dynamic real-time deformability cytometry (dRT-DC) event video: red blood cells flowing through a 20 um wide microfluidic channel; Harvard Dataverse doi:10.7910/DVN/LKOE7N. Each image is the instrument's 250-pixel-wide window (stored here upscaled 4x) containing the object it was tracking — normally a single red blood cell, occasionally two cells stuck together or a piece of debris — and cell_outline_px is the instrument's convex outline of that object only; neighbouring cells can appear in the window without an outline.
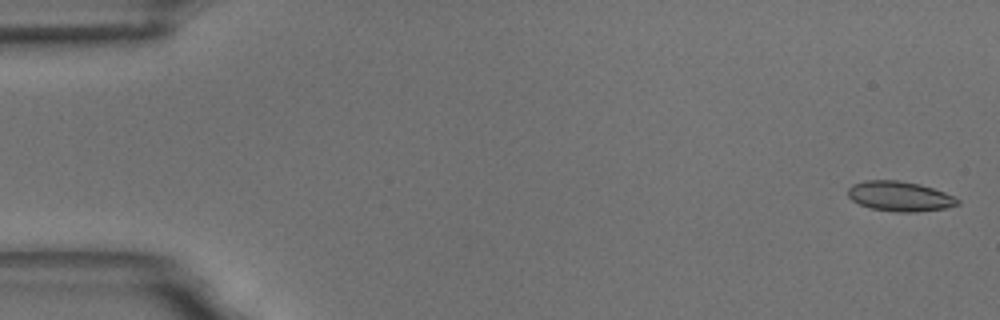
{"species": "common noctule bat (a hibernating species)", "species_latin": "Nyctalus noctula", "temperature_condition": "room temperature", "stored_images_in_passage": 56, "camera_frame_rate_fps": 3000, "um_per_image_px": 0.085, "animal": {"sex": "male", "body_mass_g": 18.8}, "frame": {"image": 1, "passage_image": 2, "time_ms": 0.333, "image_size_px": [1000, 320], "cell_outline_px": [[960, 204], [944, 208], [916, 212], [896, 212], [872, 208], [860, 204], [852, 200], [848, 196], [848, 188], [852, 184], [864, 180], [900, 180], [920, 184], [944, 192], [960, 200]], "centroid_in_image_um": [76.46, 16.67], "position_along_channel_um": 8.5, "area_um2": 19.07}}
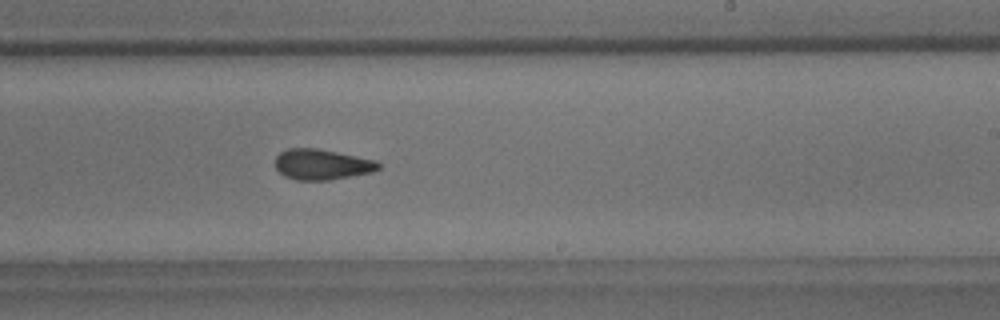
{"frame": {"image": 2, "passage_image": 34, "time_ms": 11.0, "image_size_px": [1000, 320], "cell_outline_px": [[380, 168], [372, 172], [328, 180], [296, 180], [284, 176], [276, 168], [276, 156], [280, 152], [288, 148], [316, 148], [376, 160], [380, 164]], "centroid_in_image_um": [27.35, 13.98], "position_along_channel_um": 261.7, "area_um2": 18.26}}
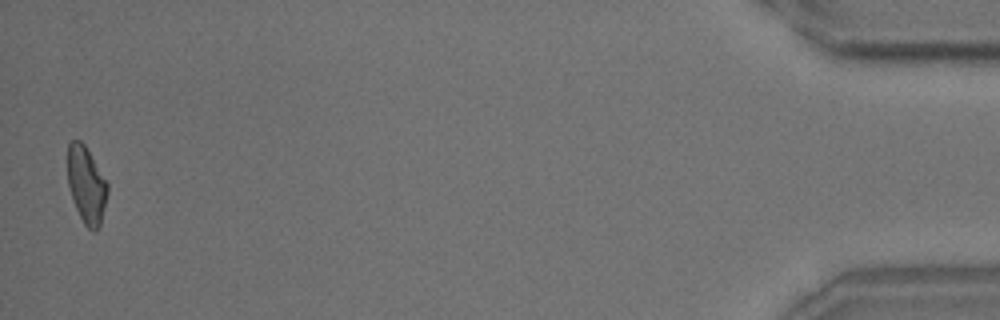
{"frame": {"image": 3, "passage_image": 55, "time_ms": 18.0, "image_size_px": [1000, 320], "cell_outline_px": [[108, 192], [100, 224], [96, 232], [92, 232], [84, 224], [76, 208], [68, 184], [68, 144], [72, 140], [80, 140], [84, 144], [108, 184]], "centroid_in_image_um": [7.35, 15.73], "position_along_channel_um": 427.9, "area_um2": 17.57}, "authors_computed_cell_mechanics": {"area_um2": 18.5249, "velocity_mm_per_s": 3.6782, "shape_relaxation_time_tau1_ms": 6.5018, "shape_relaxation_time_tau2_ms": 2.1007, "deformation_change_tau1": 0.1544, "deformation_change_tau2": 0.0862}}